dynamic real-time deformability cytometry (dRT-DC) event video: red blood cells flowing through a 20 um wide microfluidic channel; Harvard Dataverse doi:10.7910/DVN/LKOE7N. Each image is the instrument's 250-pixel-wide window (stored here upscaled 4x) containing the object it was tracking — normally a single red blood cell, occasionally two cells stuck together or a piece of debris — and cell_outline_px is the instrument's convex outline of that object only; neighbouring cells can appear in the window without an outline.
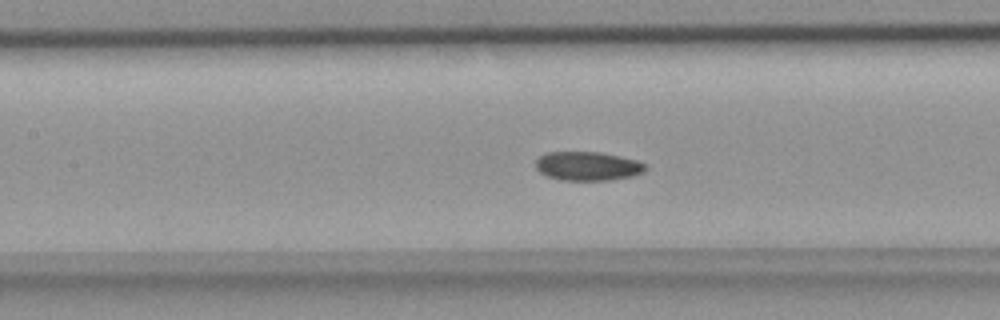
{"species": "common noctule bat (a hibernating species)", "species_latin": "Nyctalus noctula", "temperature_condition": "room temperature", "stored_images_in_passage": 51, "camera_frame_rate_fps": 3000, "um_per_image_px": 0.085, "animal": {"sex": "female", "body_mass_g": 18.4}, "frame": {"image": 1, "passage_image": 23, "time_ms": 7.333, "image_size_px": [1000, 320], "cell_outline_px": [[648, 168], [644, 172], [632, 176], [612, 180], [560, 180], [548, 176], [540, 172], [536, 168], [536, 160], [544, 152], [600, 152], [620, 156], [636, 160], [644, 164]], "centroid_in_image_um": [49.96, 14.12], "position_along_channel_um": 157.4, "area_um2": 18.55}}
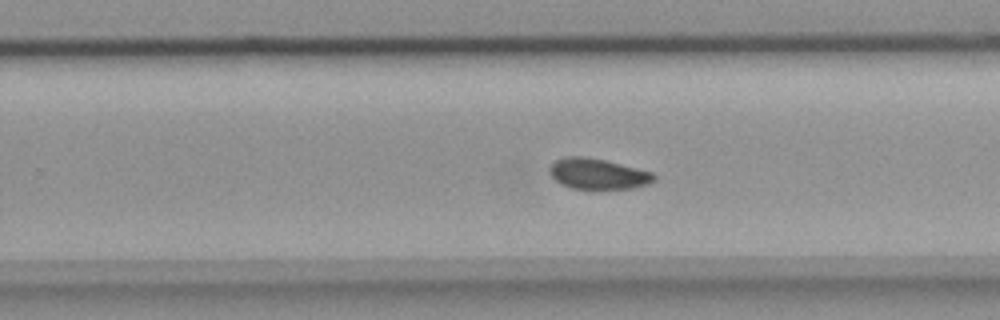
{"frame": {"image": 2, "passage_image": 32, "time_ms": 10.333, "image_size_px": [1000, 320], "cell_outline_px": [[656, 180], [648, 184], [632, 188], [592, 192], [572, 188], [560, 184], [552, 176], [548, 168], [556, 160], [564, 156], [584, 156], [604, 160], [652, 172], [656, 176]], "centroid_in_image_um": [50.81, 14.83], "position_along_channel_um": 279.0, "area_um2": 19.31}}
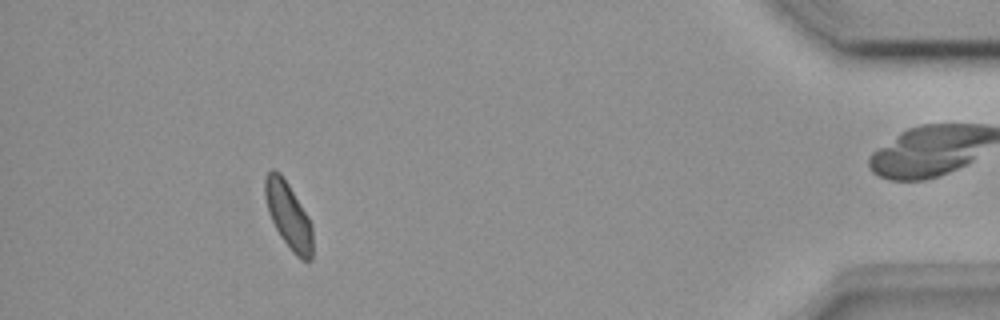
{"frame": {"image": 3, "passage_image": 46, "time_ms": 15.0, "image_size_px": [1000, 320], "cell_outline_px": [[312, 260], [300, 260], [292, 252], [280, 236], [268, 212], [264, 196], [264, 180], [268, 172], [272, 168], [280, 172], [288, 184], [308, 216], [312, 224]], "centroid_in_image_um": [24.51, 18.32], "position_along_channel_um": 410.7, "area_um2": 18.44}}